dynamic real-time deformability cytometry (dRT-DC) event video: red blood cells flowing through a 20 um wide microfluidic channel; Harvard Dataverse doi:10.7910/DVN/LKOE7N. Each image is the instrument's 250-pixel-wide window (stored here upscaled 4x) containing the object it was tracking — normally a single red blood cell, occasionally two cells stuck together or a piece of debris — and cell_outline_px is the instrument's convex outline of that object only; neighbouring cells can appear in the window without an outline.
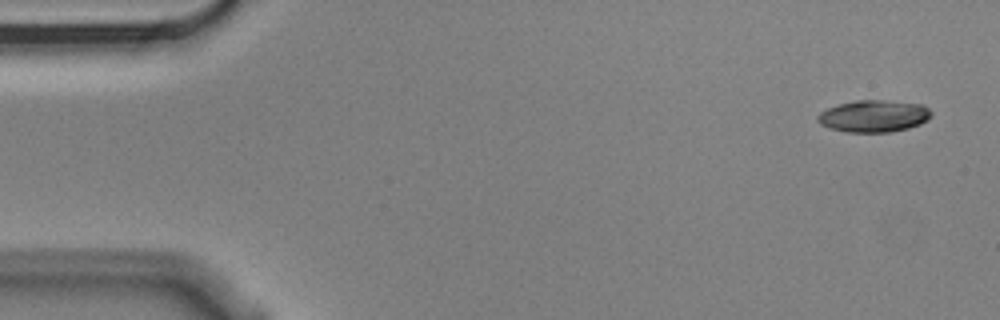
{"species": "Egyptian fruit bat (a non-hibernating species)", "species_latin": "Rousettus aegyptiacus", "temperature_condition": "cold", "stored_images_in_passage": 4, "camera_frame_rate_fps": 3000, "um_per_image_px": 0.085, "animal": {"sex": "male"}, "frame": {"image": 1, "passage_image": 1, "time_ms": 0.0, "image_size_px": [1000, 320], "cell_outline_px": [[932, 116], [928, 120], [920, 124], [908, 128], [892, 132], [848, 132], [828, 128], [820, 124], [816, 120], [816, 116], [820, 112], [828, 108], [840, 104], [856, 100], [884, 100], [924, 104], [932, 112]], "centroid_in_image_um": [74.28, 9.87], "position_along_channel_um": 10.7, "area_um2": 21.39}}
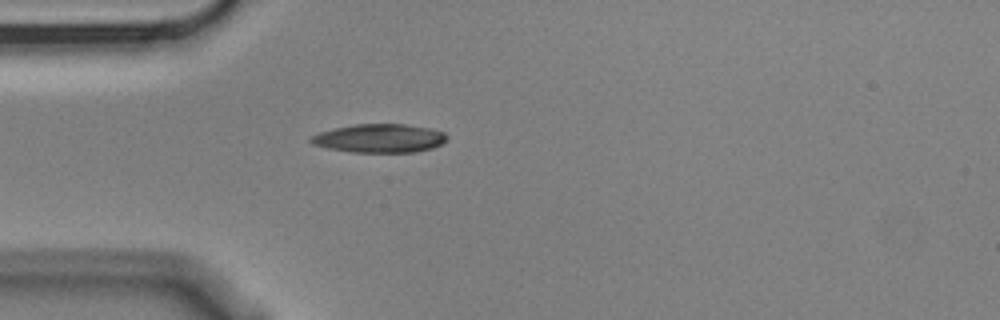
{"frame": {"image": 2, "passage_image": 4, "time_ms": 1.0, "image_size_px": [1000, 320], "cell_outline_px": [[448, 140], [444, 144], [432, 148], [416, 152], [348, 152], [328, 148], [312, 144], [308, 140], [312, 136], [320, 132], [336, 128], [356, 124], [404, 124], [428, 128], [444, 132], [448, 136]], "centroid_in_image_um": [32.3, 11.76], "position_along_channel_um": 52.7, "area_um2": 22.72}}